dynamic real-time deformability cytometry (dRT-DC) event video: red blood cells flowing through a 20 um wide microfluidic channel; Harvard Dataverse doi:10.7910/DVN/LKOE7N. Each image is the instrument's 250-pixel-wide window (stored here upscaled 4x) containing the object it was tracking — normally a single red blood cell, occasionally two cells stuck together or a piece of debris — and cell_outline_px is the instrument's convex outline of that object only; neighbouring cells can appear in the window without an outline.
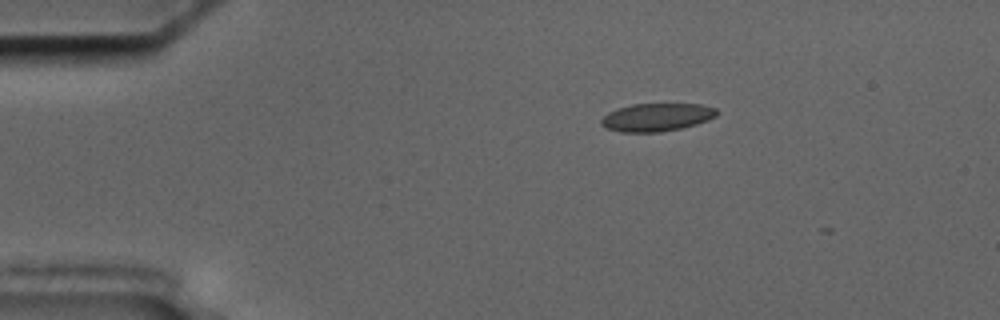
{"species": "common noctule bat (a hibernating species)", "species_latin": "Nyctalus noctula", "temperature_condition": "cold", "stored_images_in_passage": 3, "camera_frame_rate_fps": 3000, "um_per_image_px": 0.085, "animal": {"sex": "male", "body_mass_g": 17.5, "forearm_length_mm": 52.3}, "frame": {"image": 1, "passage_image": 1, "time_ms": 0.0, "image_size_px": [1000, 320], "cell_outline_px": [[716, 116], [708, 120], [696, 124], [680, 128], [660, 132], [620, 132], [604, 128], [600, 124], [600, 120], [608, 112], [616, 108], [632, 104], [700, 104], [716, 108]], "centroid_in_image_um": [55.76, 9.97], "position_along_channel_um": 29.2, "area_um2": 18.9}}